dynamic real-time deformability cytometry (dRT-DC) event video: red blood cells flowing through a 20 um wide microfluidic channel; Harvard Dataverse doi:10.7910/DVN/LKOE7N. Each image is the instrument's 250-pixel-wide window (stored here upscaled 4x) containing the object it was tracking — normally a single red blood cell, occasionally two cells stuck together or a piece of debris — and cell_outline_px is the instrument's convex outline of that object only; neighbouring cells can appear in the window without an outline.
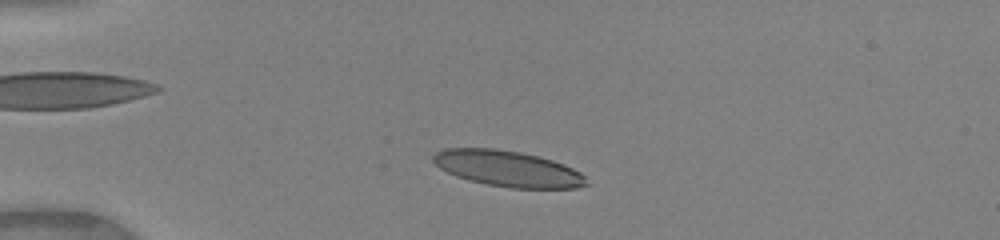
{"species": "human", "species_latin": "Homo sapiens", "temperature_condition": "warm", "stored_images_in_passage": 38, "camera_frame_rate_fps": 3000, "um_per_image_px": 0.085, "donor": {"sex": "female"}, "frame": {"image": 1, "passage_image": 6, "time_ms": 1.667, "image_size_px": [1000, 240], "cell_outline_px": [[588, 184], [576, 188], [512, 188], [488, 184], [468, 180], [456, 176], [440, 168], [432, 160], [432, 156], [436, 152], [444, 148], [496, 148], [520, 152], [552, 160], [564, 164], [580, 172], [584, 176]], "centroid_in_image_um": [43.14, 14.33], "position_along_channel_um": 41.9, "area_um2": 31.91}}
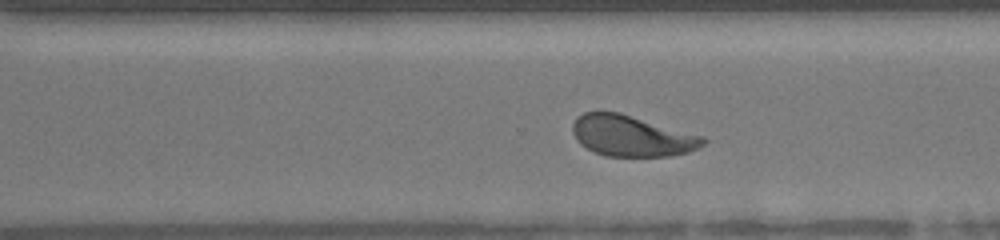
{"frame": {"image": 2, "passage_image": 29, "time_ms": 9.333, "image_size_px": [1000, 240], "cell_outline_px": [[708, 140], [700, 148], [688, 152], [672, 156], [604, 156], [580, 144], [576, 140], [572, 132], [572, 124], [576, 116], [584, 112], [620, 112], [704, 136]], "centroid_in_image_um": [53.71, 11.55], "position_along_channel_um": 316.9, "area_um2": 31.39}}
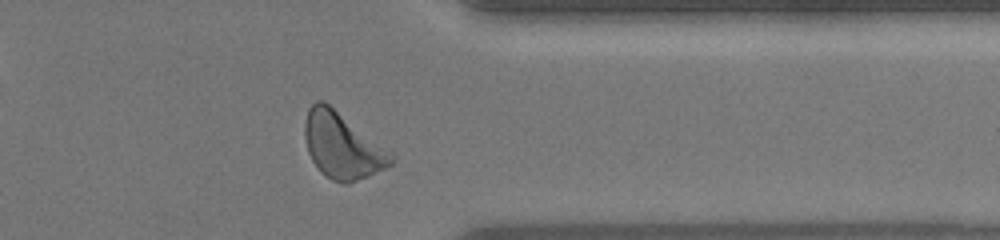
{"frame": {"image": 3, "passage_image": 34, "time_ms": 11.0, "image_size_px": [1000, 240], "cell_outline_px": [[396, 160], [392, 164], [384, 168], [348, 184], [344, 184], [332, 180], [320, 172], [312, 160], [308, 152], [304, 136], [304, 124], [308, 108], [316, 100], [324, 100], [396, 152]], "centroid_in_image_um": [29.14, 12.35], "position_along_channel_um": 382.3, "area_um2": 33.99}, "authors_computed_cell_mechanics": {"area_um2": 31.7322, "velocity_mm_per_s": 4.0963, "shape_relaxation_time_tau1_ms": 4.1362, "shape_relaxation_time_tau2_ms": 0.7752, "deformation_change_tau1": 0.1792, "deformation_change_tau2": 0.0788}}